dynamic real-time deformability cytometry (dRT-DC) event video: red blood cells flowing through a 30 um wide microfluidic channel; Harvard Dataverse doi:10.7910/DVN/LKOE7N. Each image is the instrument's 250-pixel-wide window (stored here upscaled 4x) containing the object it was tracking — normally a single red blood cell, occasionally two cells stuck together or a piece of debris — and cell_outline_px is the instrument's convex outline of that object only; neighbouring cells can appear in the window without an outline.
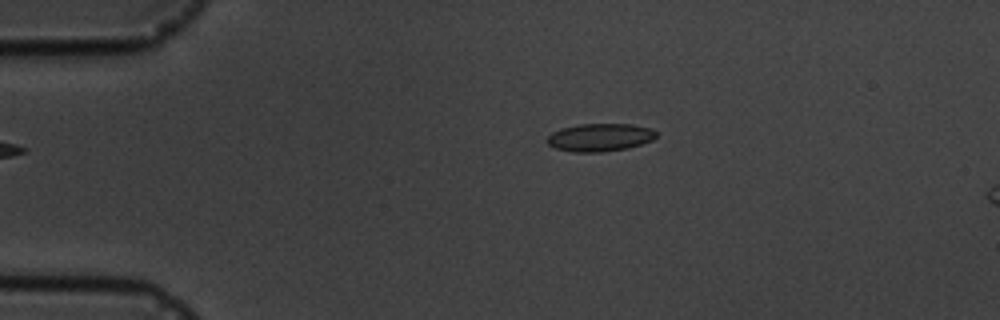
{"species": "common noctule bat (a hibernating species)", "species_latin": "Nyctalus noctula", "temperature_condition": "cold", "stored_images_in_passage": 4, "camera_frame_rate_fps": 3000, "um_per_image_px": 0.085, "animal": {"sex": "male", "body_mass_g": 19.5, "forearm_length_mm": 54.6}, "frame": {"image": 1, "passage_image": 2, "time_ms": 1.333, "image_size_px": [1000, 320], "cell_outline_px": [[656, 136], [652, 140], [628, 148], [600, 152], [572, 152], [556, 148], [548, 144], [548, 136], [552, 132], [560, 128], [580, 124], [632, 124], [652, 128], [656, 132]], "centroid_in_image_um": [50.99, 11.67], "position_along_channel_um": 34.0, "area_um2": 17.69}}